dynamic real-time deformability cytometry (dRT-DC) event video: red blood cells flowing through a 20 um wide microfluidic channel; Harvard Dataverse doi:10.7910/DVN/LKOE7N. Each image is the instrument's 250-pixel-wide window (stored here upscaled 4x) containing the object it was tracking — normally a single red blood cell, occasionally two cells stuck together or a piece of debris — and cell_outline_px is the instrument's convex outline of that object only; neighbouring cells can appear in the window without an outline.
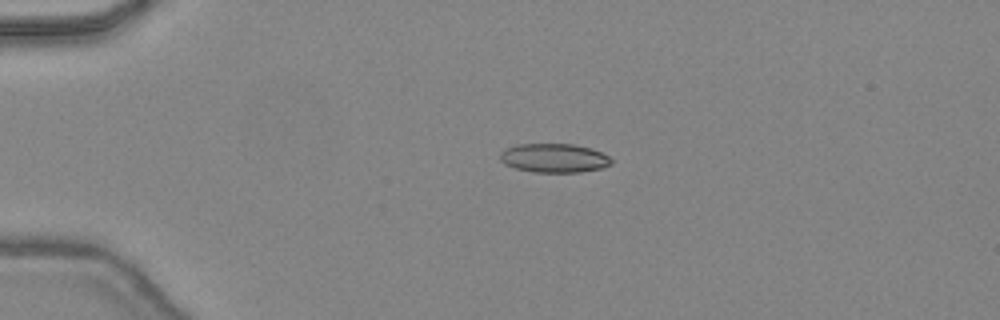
{"species": "common noctule bat (a hibernating species)", "species_latin": "Nyctalus noctula", "temperature_condition": "warm", "stored_images_in_passage": 36, "camera_frame_rate_fps": 3000, "um_per_image_px": 0.085, "animal": {"sex": "female", "body_mass_g": 24.6, "forearm_length_mm": 56.2}, "frame": {"image": 1, "passage_image": 1, "time_ms": 0.0, "image_size_px": [1000, 320], "cell_outline_px": [[612, 164], [604, 168], [580, 172], [532, 172], [516, 168], [504, 164], [500, 160], [500, 152], [504, 148], [516, 144], [572, 144], [592, 148], [608, 156], [612, 160]], "centroid_in_image_um": [47.09, 13.43], "position_along_channel_um": 37.9, "area_um2": 18.96}}
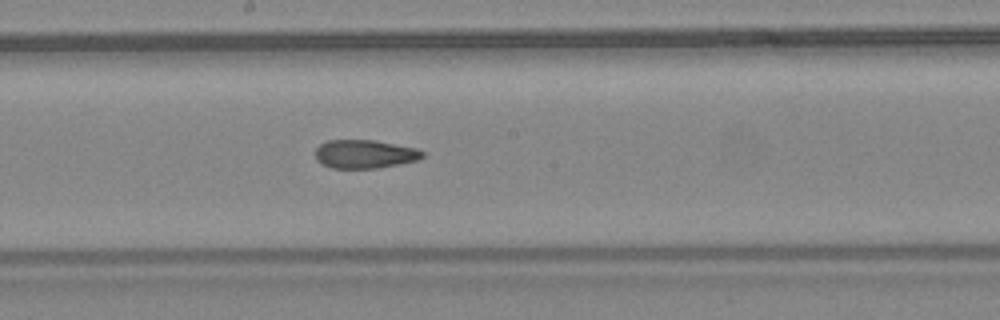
{"frame": {"image": 2, "passage_image": 16, "time_ms": 5.0, "image_size_px": [1000, 320], "cell_outline_px": [[424, 156], [420, 160], [376, 168], [332, 168], [320, 164], [316, 160], [316, 148], [320, 144], [328, 140], [372, 140], [416, 148], [424, 152]], "centroid_in_image_um": [30.99, 13.1], "position_along_channel_um": 217.2, "area_um2": 17.8}}
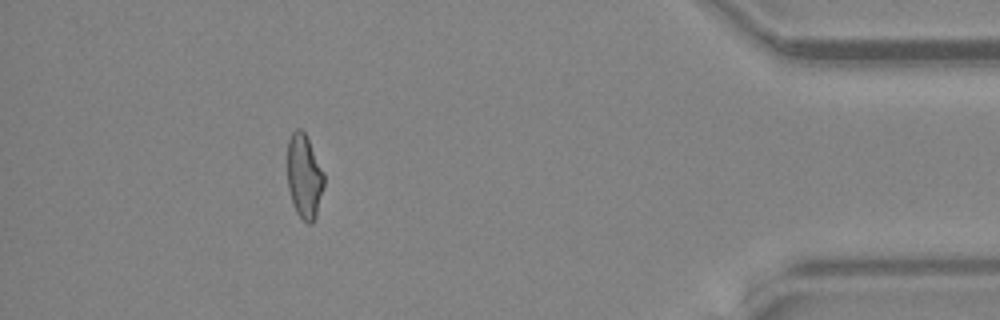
{"frame": {"image": 3, "passage_image": 32, "time_ms": 10.333, "image_size_px": [1000, 320], "cell_outline_px": [[324, 184], [316, 216], [312, 224], [308, 224], [296, 212], [288, 188], [288, 140], [292, 132], [296, 128], [300, 128], [304, 132], [324, 172]], "centroid_in_image_um": [25.86, 14.99], "position_along_channel_um": 409.3, "area_um2": 17.74}, "authors_computed_cell_mechanics": {"area_um2": 18.5827, "velocity_mm_per_s": 4.5182, "shape_relaxation_time_tau1_ms": null, "shape_relaxation_time_tau2_ms": 1.8273, "deformation_change_tau1": null, "deformation_change_tau2": 0.0932}}